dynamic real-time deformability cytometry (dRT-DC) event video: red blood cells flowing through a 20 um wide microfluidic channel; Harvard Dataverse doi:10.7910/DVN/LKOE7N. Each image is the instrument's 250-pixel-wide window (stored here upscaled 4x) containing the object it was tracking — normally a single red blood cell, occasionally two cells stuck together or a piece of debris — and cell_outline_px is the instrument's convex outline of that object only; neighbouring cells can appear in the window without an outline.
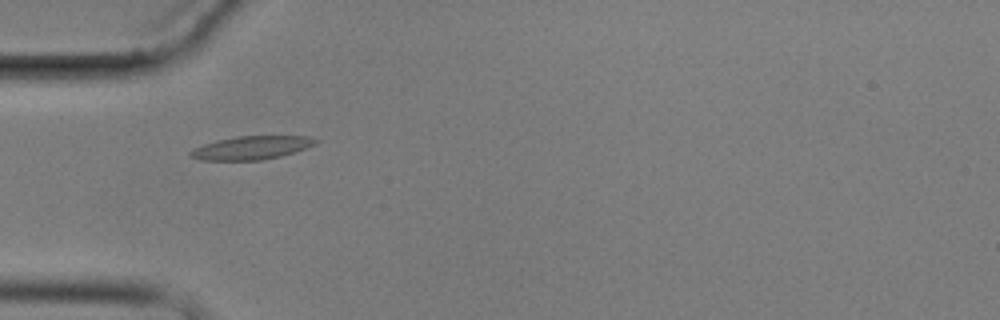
{"species": "common noctule bat (a hibernating species)", "species_latin": "Nyctalus noctula", "temperature_condition": "cold", "stored_images_in_passage": 5, "camera_frame_rate_fps": 3000, "um_per_image_px": 0.085, "animal": {"sex": "male", "body_mass_g": 17.9}, "frame": {"image": 1, "passage_image": 5, "time_ms": 5.333, "image_size_px": [1000, 320], "cell_outline_px": [[320, 140], [316, 144], [280, 156], [260, 160], [200, 160], [188, 156], [188, 152], [192, 148], [216, 140], [236, 136], [308, 136]], "centroid_in_image_um": [21.31, 12.55], "position_along_channel_um": 63.7, "area_um2": 17.05}}